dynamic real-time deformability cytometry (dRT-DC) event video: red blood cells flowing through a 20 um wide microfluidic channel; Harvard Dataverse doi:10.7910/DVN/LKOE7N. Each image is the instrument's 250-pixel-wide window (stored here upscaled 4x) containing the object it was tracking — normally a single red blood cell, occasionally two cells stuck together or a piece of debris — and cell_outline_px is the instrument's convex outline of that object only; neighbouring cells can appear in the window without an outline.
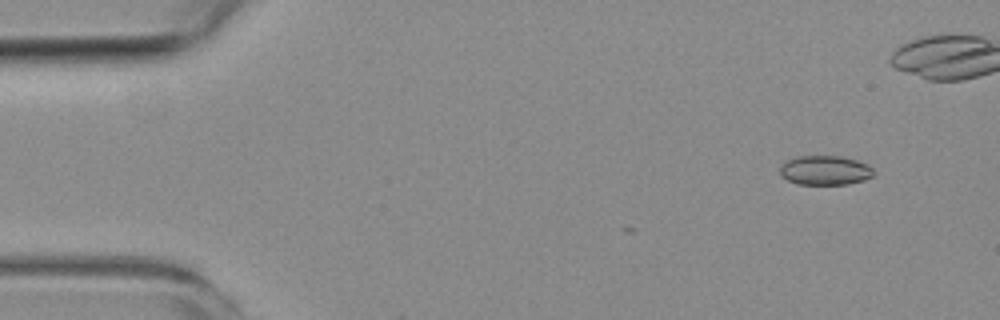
{"species": "common noctule bat (a hibernating species)", "species_latin": "Nyctalus noctula", "temperature_condition": "room temperature", "stored_images_in_passage": 5, "camera_frame_rate_fps": 3000, "um_per_image_px": 0.085, "animal": {"sex": "female", "body_mass_g": 19.3, "forearm_length_mm": 54.1}, "frame": {"image": 1, "passage_image": 1, "time_ms": 0.0, "image_size_px": [1000, 320], "cell_outline_px": [[872, 176], [864, 180], [848, 184], [800, 184], [788, 180], [780, 172], [780, 168], [788, 160], [796, 156], [840, 156], [856, 160], [868, 164], [872, 168]], "centroid_in_image_um": [70.15, 14.47], "position_along_channel_um": 14.8, "area_um2": 15.78}}